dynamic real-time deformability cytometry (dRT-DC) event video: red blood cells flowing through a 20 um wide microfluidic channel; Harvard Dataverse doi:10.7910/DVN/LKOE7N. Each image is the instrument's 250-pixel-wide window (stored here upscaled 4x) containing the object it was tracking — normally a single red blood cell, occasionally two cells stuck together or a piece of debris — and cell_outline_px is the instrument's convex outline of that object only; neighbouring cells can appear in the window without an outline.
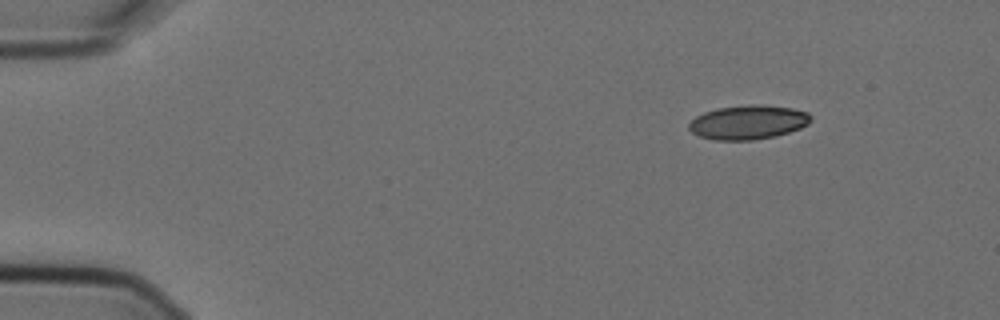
{"species": "Egyptian fruit bat (a non-hibernating species)", "species_latin": "Rousettus aegyptiacus", "temperature_condition": "cold", "stored_images_in_passage": 5, "camera_frame_rate_fps": 3000, "um_per_image_px": 0.085, "animal": {"sex": "female"}, "frame": {"image": 1, "passage_image": 1, "time_ms": 0.0, "image_size_px": [1000, 320], "cell_outline_px": [[812, 120], [808, 124], [800, 128], [776, 136], [752, 140], [716, 140], [700, 136], [692, 132], [688, 128], [688, 124], [696, 116], [704, 112], [716, 108], [748, 104], [756, 104], [792, 108], [808, 112], [812, 116]], "centroid_in_image_um": [63.6, 10.38], "position_along_channel_um": 21.4, "area_um2": 24.33}}
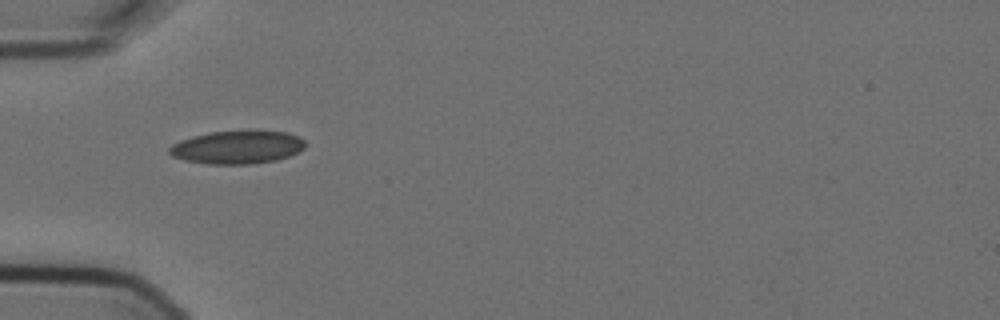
{"frame": {"image": 2, "passage_image": 4, "time_ms": 1.0, "image_size_px": [1000, 320], "cell_outline_px": [[304, 148], [288, 156], [276, 160], [252, 164], [208, 164], [184, 160], [172, 156], [168, 152], [168, 148], [172, 144], [180, 140], [192, 136], [212, 132], [256, 128], [288, 132], [304, 140]], "centroid_in_image_um": [20.16, 12.48], "position_along_channel_um": 64.8, "area_um2": 26.88}}
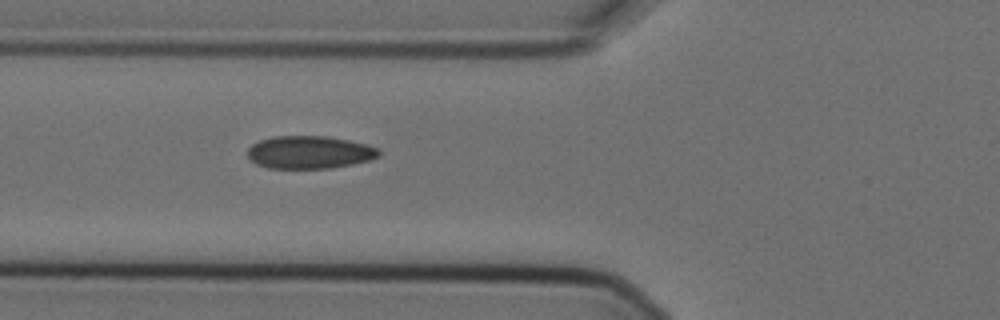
{"frame": {"image": 3, "passage_image": 5, "time_ms": 1.333, "image_size_px": [1000, 320], "cell_outline_px": [[380, 156], [368, 160], [352, 164], [332, 168], [268, 168], [256, 164], [248, 160], [248, 148], [252, 144], [260, 140], [272, 136], [328, 136], [368, 144], [376, 148], [380, 152]], "centroid_in_image_um": [26.28, 12.94], "position_along_channel_um": 99.5, "area_um2": 25.2}}